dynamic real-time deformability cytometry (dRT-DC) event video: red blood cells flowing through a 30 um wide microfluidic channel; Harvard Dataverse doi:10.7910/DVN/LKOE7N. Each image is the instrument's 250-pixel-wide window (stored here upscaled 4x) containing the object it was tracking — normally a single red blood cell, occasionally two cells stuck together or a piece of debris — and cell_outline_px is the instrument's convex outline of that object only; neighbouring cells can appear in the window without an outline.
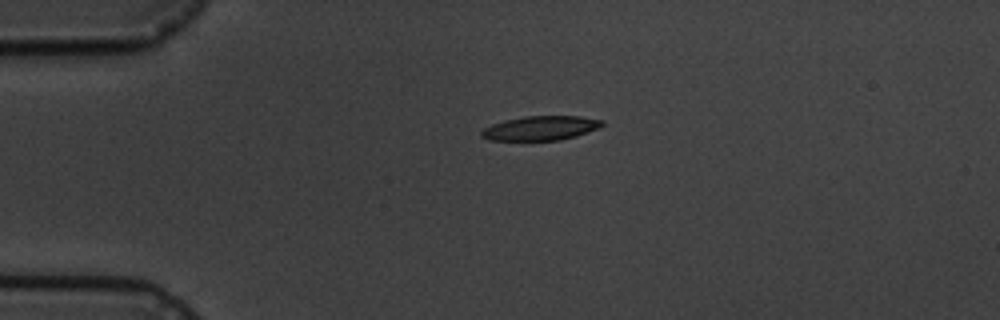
{"species": "common noctule bat (a hibernating species)", "species_latin": "Nyctalus noctula", "temperature_condition": "cold", "stored_images_in_passage": 2, "camera_frame_rate_fps": 3000, "um_per_image_px": 0.085, "animal": {"sex": "male", "body_mass_g": 19.5, "forearm_length_mm": 54.6}, "frame": {"image": 1, "passage_image": 1, "time_ms": 0.0, "image_size_px": [1000, 320], "cell_outline_px": [[604, 124], [600, 128], [576, 136], [560, 140], [488, 140], [480, 136], [480, 132], [484, 128], [492, 124], [504, 120], [524, 116], [580, 116], [604, 120]], "centroid_in_image_um": [45.96, 10.89], "position_along_channel_um": 39.0, "area_um2": 17.22}}